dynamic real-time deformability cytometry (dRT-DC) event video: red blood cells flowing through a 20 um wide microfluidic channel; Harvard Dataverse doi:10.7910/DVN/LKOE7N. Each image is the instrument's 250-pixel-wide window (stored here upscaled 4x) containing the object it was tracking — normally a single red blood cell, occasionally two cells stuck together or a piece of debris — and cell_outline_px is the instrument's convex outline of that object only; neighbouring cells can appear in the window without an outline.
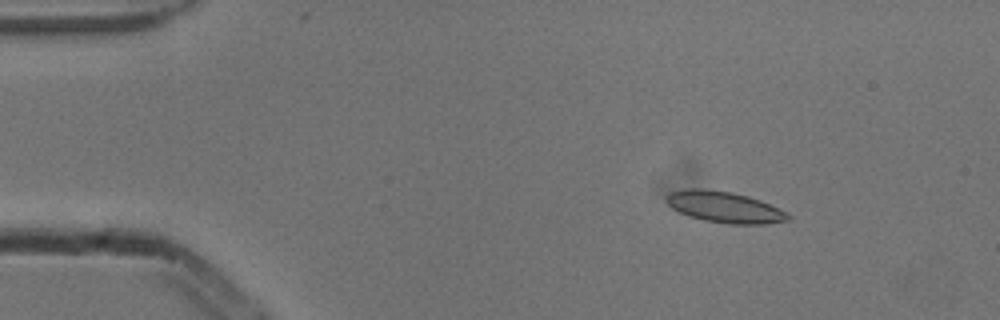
{"species": "common noctule bat (a hibernating species)", "species_latin": "Nyctalus noctula", "temperature_condition": "cold", "stored_images_in_passage": 4, "camera_frame_rate_fps": 3000, "um_per_image_px": 0.085, "animal": {"sex": "male", "body_mass_g": 13.3}, "frame": {"image": 1, "passage_image": 2, "time_ms": 0.333, "image_size_px": [1000, 320], "cell_outline_px": [[792, 216], [788, 220], [768, 224], [732, 224], [704, 220], [688, 216], [672, 208], [664, 200], [672, 192], [684, 188], [708, 188], [732, 192], [748, 196], [760, 200], [788, 212]], "centroid_in_image_um": [61.6, 17.59], "position_along_channel_um": 23.4, "area_um2": 22.25}}
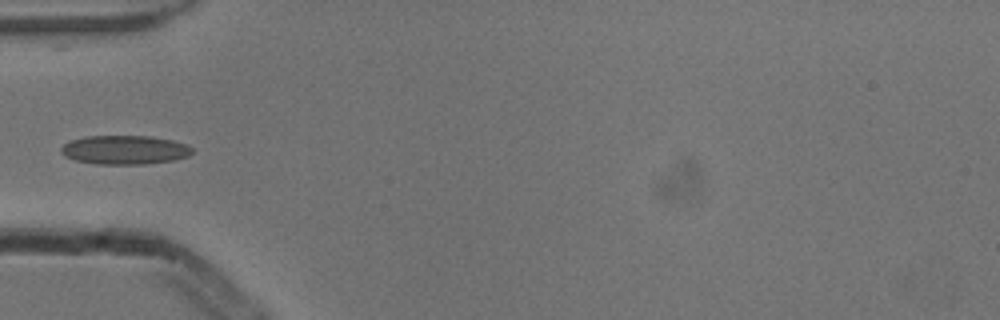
{"frame": {"image": 2, "passage_image": 4, "time_ms": 1.0, "image_size_px": [1000, 320], "cell_outline_px": [[192, 152], [188, 156], [172, 160], [144, 164], [96, 164], [76, 160], [64, 156], [60, 152], [60, 148], [64, 144], [72, 140], [88, 136], [152, 136], [172, 140], [188, 144], [192, 148]], "centroid_in_image_um": [10.6, 12.73], "position_along_channel_um": 74.4, "area_um2": 22.08}}